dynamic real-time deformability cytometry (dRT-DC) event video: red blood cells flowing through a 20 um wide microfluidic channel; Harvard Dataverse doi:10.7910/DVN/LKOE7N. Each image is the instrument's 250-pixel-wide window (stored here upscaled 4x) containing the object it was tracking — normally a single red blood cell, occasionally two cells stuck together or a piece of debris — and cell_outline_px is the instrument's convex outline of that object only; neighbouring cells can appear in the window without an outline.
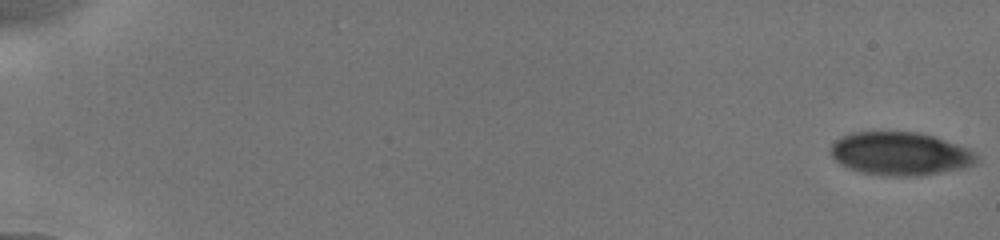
{"species": "human", "species_latin": "Homo sapiens", "temperature_condition": "cold", "stored_images_in_passage": 14, "camera_frame_rate_fps": 3000, "um_per_image_px": 0.085, "donor": {"sex": "male"}, "frame": {"image": 1, "passage_image": 1, "time_ms": 0.0, "image_size_px": [1000, 240], "cell_outline_px": [[976, 160], [972, 164], [964, 168], [920, 176], [880, 176], [860, 172], [848, 168], [840, 164], [828, 152], [828, 148], [840, 136], [852, 132], [916, 132], [932, 136], [968, 148], [976, 152]], "centroid_in_image_um": [76.45, 13.07], "position_along_channel_um": 8.5, "area_um2": 36.93}}
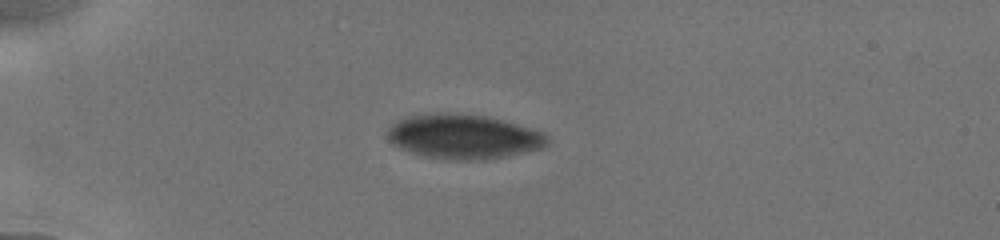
{"frame": {"image": 2, "passage_image": 11, "time_ms": 5.0, "image_size_px": [1000, 240], "cell_outline_px": [[552, 140], [544, 148], [484, 160], [456, 160], [424, 156], [400, 148], [392, 144], [388, 140], [388, 128], [396, 120], [408, 116], [444, 112], [448, 112], [484, 116], [516, 124], [544, 132]], "centroid_in_image_um": [39.41, 11.61], "position_along_channel_um": 45.6, "area_um2": 41.44}}
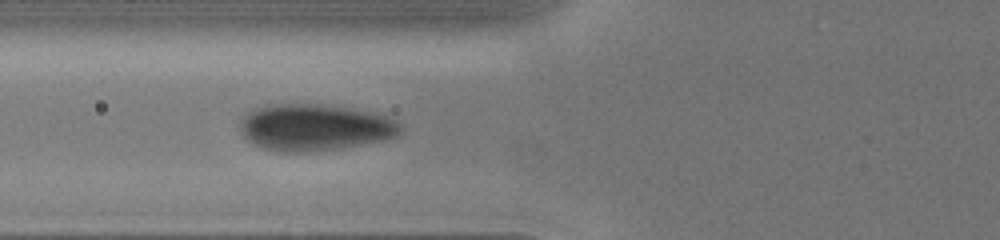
{"frame": {"image": 3, "passage_image": 13, "time_ms": 7.333, "image_size_px": [1000, 240], "cell_outline_px": [[400, 132], [396, 136], [384, 140], [340, 148], [300, 152], [280, 152], [264, 148], [248, 140], [244, 136], [240, 128], [240, 124], [244, 116], [252, 108], [264, 104], [320, 104], [368, 112], [388, 116], [396, 120], [400, 124]], "centroid_in_image_um": [26.72, 10.82], "position_along_channel_um": 99.1, "area_um2": 43.23}}